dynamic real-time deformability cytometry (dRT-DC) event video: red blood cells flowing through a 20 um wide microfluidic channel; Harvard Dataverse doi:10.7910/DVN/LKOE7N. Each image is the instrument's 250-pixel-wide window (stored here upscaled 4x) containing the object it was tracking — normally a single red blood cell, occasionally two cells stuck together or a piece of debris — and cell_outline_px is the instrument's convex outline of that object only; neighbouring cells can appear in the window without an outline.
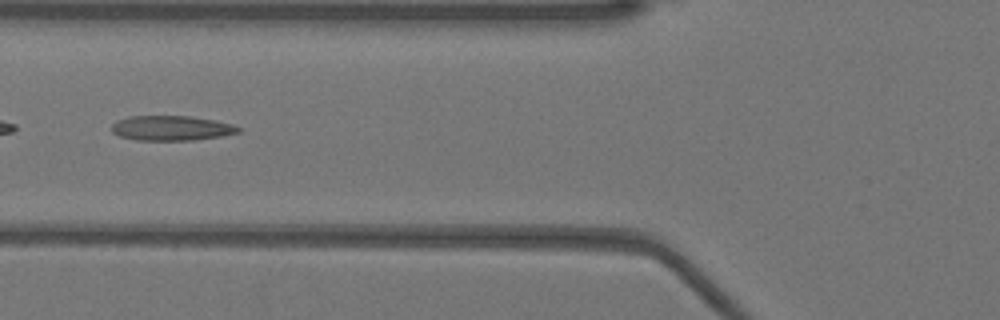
{"species": "Egyptian fruit bat (a non-hibernating species)", "species_latin": "Rousettus aegyptiacus", "temperature_condition": "warm", "stored_images_in_passage": 28, "camera_frame_rate_fps": 3000, "um_per_image_px": 0.085, "animal": {"sex": "female"}, "frame": {"image": 1, "passage_image": 13, "time_ms": 4.0, "image_size_px": [1000, 320], "cell_outline_px": [[240, 132], [220, 136], [192, 140], [136, 140], [120, 136], [112, 132], [112, 124], [116, 120], [128, 116], [188, 116], [216, 120], [232, 124], [240, 128]], "centroid_in_image_um": [14.54, 10.88], "position_along_channel_um": 111.3, "area_um2": 18.32}}
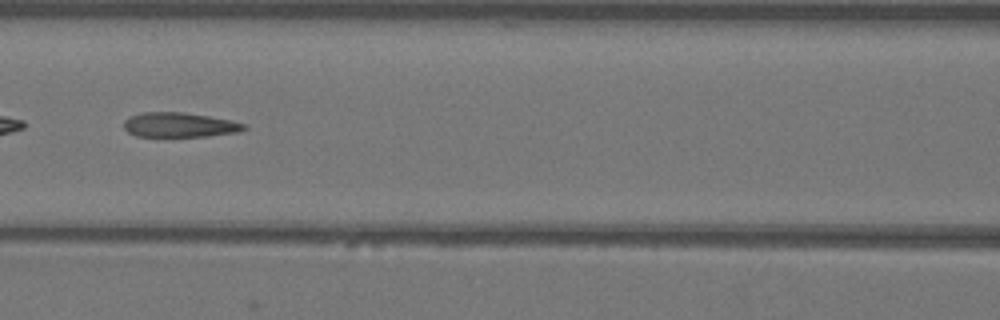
{"frame": {"image": 2, "passage_image": 16, "time_ms": 5.0, "image_size_px": [1000, 320], "cell_outline_px": [[248, 128], [236, 132], [208, 136], [136, 136], [128, 132], [124, 128], [124, 120], [128, 116], [140, 112], [184, 112], [208, 116], [248, 124]], "centroid_in_image_um": [15.22, 10.6], "position_along_channel_um": 151.4, "area_um2": 17.28}}
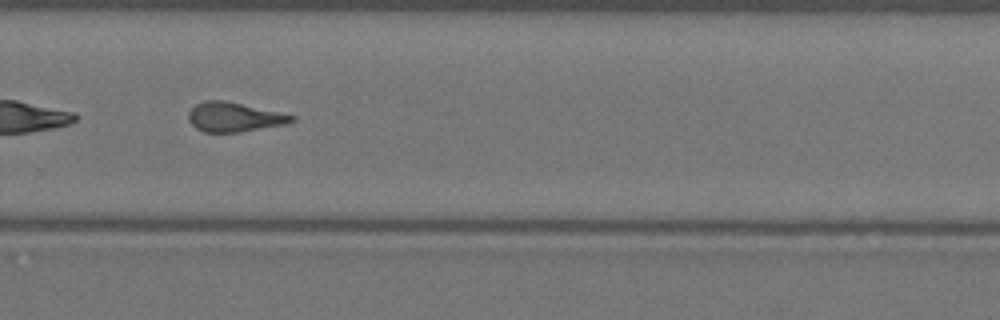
{"frame": {"image": 3, "passage_image": 28, "time_ms": 9.0, "image_size_px": [1000, 320], "cell_outline_px": [[296, 120], [288, 124], [240, 132], [204, 132], [196, 128], [188, 120], [188, 112], [196, 104], [204, 100], [224, 100], [296, 116]], "centroid_in_image_um": [19.9, 9.95], "position_along_channel_um": 309.9, "area_um2": 17.69}}